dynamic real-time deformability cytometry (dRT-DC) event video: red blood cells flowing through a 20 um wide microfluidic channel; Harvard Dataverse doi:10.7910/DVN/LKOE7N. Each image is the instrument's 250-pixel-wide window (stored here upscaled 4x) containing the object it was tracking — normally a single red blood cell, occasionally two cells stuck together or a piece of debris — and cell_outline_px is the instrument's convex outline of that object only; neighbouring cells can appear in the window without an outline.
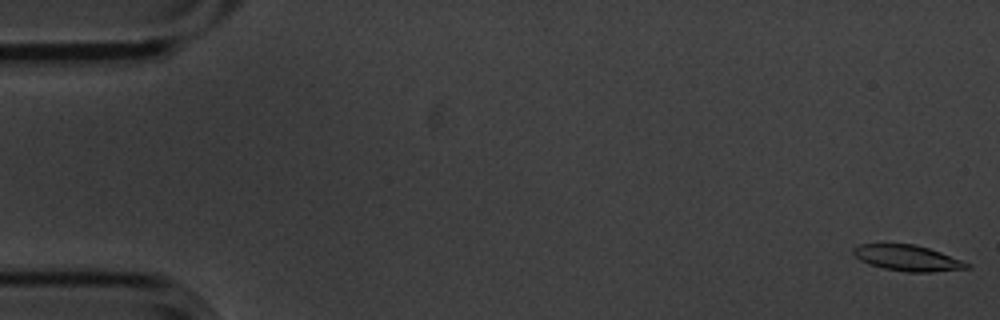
{"species": "common noctule bat (a hibernating species)", "species_latin": "Nyctalus noctula", "temperature_condition": "cold", "stored_images_in_passage": 56, "camera_frame_rate_fps": 3000, "um_per_image_px": 0.085, "animal": {"sex": "male", "body_mass_g": 20.1, "forearm_length_mm": 53.5}, "frame": {"image": 1, "passage_image": 1, "time_ms": 0.0, "image_size_px": [1000, 320], "cell_outline_px": [[972, 268], [932, 272], [904, 272], [884, 268], [868, 264], [860, 260], [852, 252], [852, 248], [860, 244], [916, 244], [940, 252], [972, 264]], "centroid_in_image_um": [77.16, 21.94], "position_along_channel_um": 7.8, "area_um2": 17.17}}
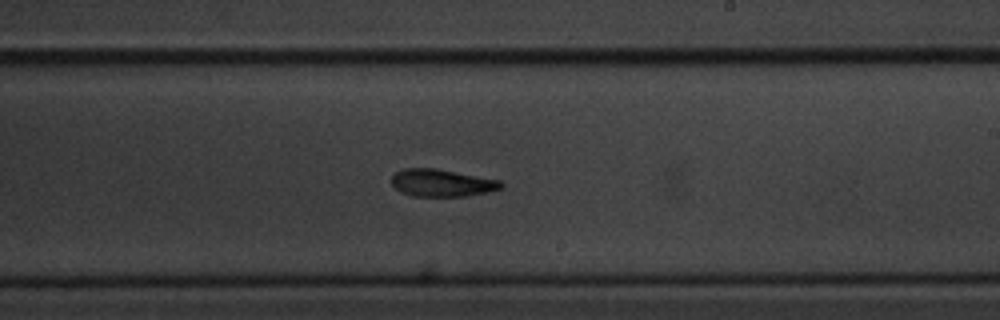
{"frame": {"image": 2, "passage_image": 33, "time_ms": 10.667, "image_size_px": [1000, 320], "cell_outline_px": [[504, 184], [500, 188], [484, 192], [464, 196], [412, 196], [400, 192], [392, 184], [392, 176], [396, 172], [404, 168], [436, 168], [500, 180]], "centroid_in_image_um": [37.51, 15.54], "position_along_channel_um": 251.5, "area_um2": 17.28}}
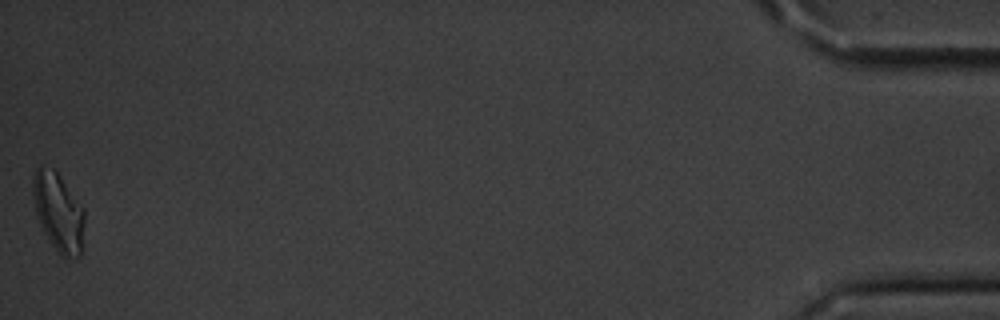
{"frame": {"image": 3, "passage_image": 56, "time_ms": 18.333, "image_size_px": [1000, 320], "cell_outline_px": [[84, 248], [80, 256], [68, 260], [60, 256], [56, 252], [48, 240], [36, 216], [32, 192], [32, 180], [36, 168], [40, 164], [44, 164], [52, 168], [60, 176], [84, 208]], "centroid_in_image_um": [4.97, 18.07], "position_along_channel_um": 430.2, "area_um2": 24.39}, "authors_computed_cell_mechanics": {"area_um2": 18.0336, "velocity_mm_per_s": 3.5618, "shape_relaxation_time_tau1_ms": 4.3264, "shape_relaxation_time_tau2_ms": 6.6228, "deformation_change_tau1": 0.1403, "deformation_change_tau2": 0.1437}}